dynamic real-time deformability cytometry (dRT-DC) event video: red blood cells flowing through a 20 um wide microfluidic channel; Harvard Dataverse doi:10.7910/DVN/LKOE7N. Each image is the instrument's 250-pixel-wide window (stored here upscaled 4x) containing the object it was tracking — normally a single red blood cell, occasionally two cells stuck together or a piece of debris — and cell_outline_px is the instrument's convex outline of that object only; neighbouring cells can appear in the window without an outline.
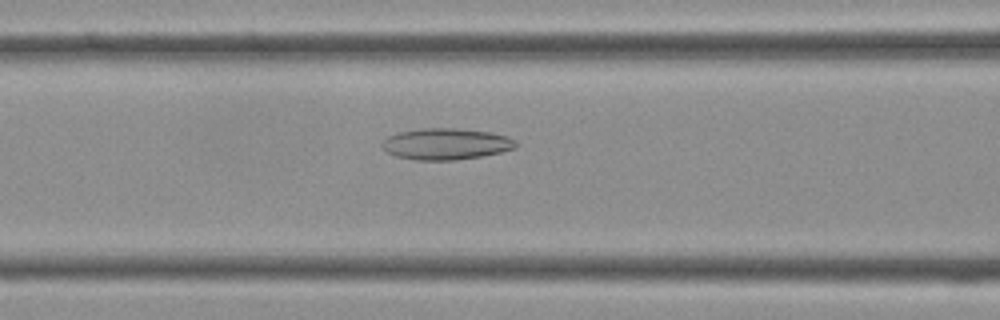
{"species": "Egyptian fruit bat (a non-hibernating species)", "species_latin": "Rousettus aegyptiacus", "temperature_condition": "cold", "stored_images_in_passage": 37, "camera_frame_rate_fps": 3000, "um_per_image_px": 0.085, "frame": {"image": 1, "passage_image": 13, "time_ms": 4.0, "image_size_px": [1000, 320], "cell_outline_px": [[520, 144], [516, 148], [500, 152], [480, 156], [456, 160], [416, 160], [396, 156], [388, 152], [380, 144], [388, 136], [400, 132], [424, 128], [452, 128], [492, 132], [508, 136], [516, 140]], "centroid_in_image_um": [37.96, 12.23], "position_along_channel_um": 128.6, "area_um2": 24.45}}
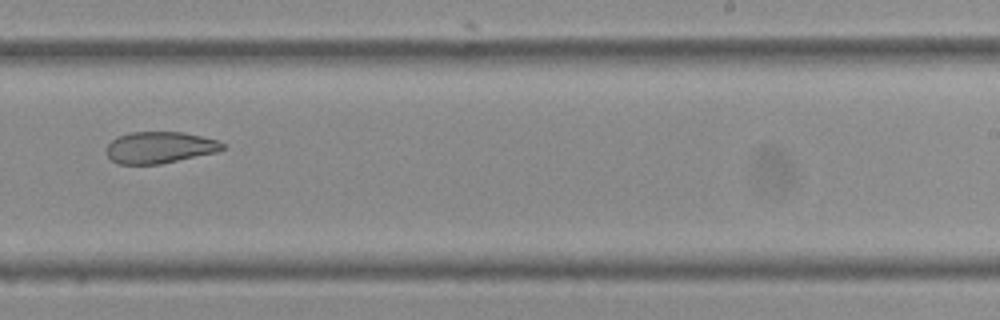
{"frame": {"image": 2, "passage_image": 22, "time_ms": 7.0, "image_size_px": [1000, 320], "cell_outline_px": [[228, 148], [216, 152], [160, 164], [116, 164], [108, 156], [104, 148], [116, 136], [128, 132], [184, 132], [216, 140], [224, 144]], "centroid_in_image_um": [13.54, 12.53], "position_along_channel_um": 275.5, "area_um2": 21.5}}
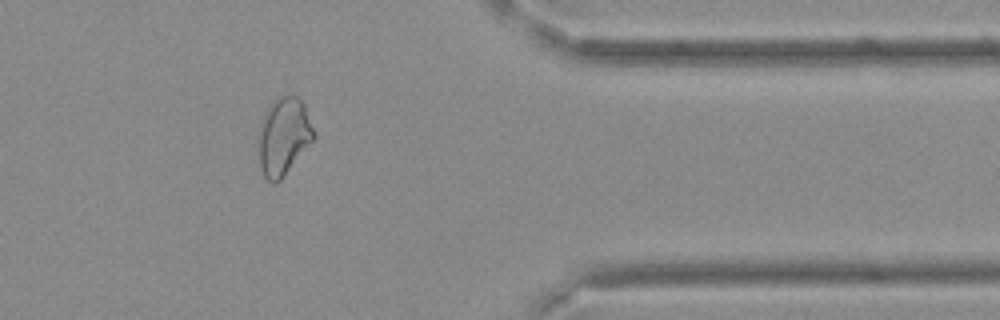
{"frame": {"image": 3, "passage_image": 30, "time_ms": 9.667, "image_size_px": [1000, 320], "cell_outline_px": [[316, 136], [280, 180], [276, 184], [272, 184], [264, 176], [260, 168], [256, 144], [256, 136], [264, 112], [268, 104], [276, 96], [296, 96], [304, 104]], "centroid_in_image_um": [24.04, 11.58], "position_along_channel_um": 387.4, "area_um2": 25.43}}